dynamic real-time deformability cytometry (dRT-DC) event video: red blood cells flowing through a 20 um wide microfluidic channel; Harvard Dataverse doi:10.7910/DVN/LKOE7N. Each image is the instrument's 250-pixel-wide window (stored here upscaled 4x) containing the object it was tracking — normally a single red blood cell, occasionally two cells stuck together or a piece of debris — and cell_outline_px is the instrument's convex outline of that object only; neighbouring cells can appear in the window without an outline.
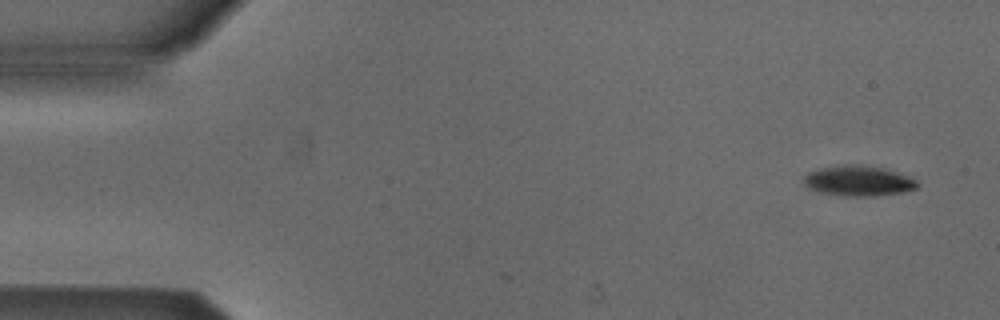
{"species": "Egyptian fruit bat (a non-hibernating species)", "species_latin": "Rousettus aegyptiacus", "temperature_condition": "cold", "stored_images_in_passage": 5, "segment_of_instrument_passage": [2, 2], "camera_frame_rate_fps": 3000, "um_per_image_px": 0.085, "animal": {"sex": "male"}, "frame": {"image": 1, "passage_image": 5, "time_ms": 1.333, "image_size_px": [1000, 320], "cell_outline_px": [[920, 184], [916, 188], [900, 192], [872, 196], [844, 196], [820, 192], [812, 188], [804, 180], [804, 176], [808, 172], [816, 168], [836, 164], [860, 164], [880, 168], [896, 172], [908, 176], [916, 180]], "centroid_in_image_um": [72.94, 15.35], "position_along_channel_um": 12.1, "area_um2": 19.94}}